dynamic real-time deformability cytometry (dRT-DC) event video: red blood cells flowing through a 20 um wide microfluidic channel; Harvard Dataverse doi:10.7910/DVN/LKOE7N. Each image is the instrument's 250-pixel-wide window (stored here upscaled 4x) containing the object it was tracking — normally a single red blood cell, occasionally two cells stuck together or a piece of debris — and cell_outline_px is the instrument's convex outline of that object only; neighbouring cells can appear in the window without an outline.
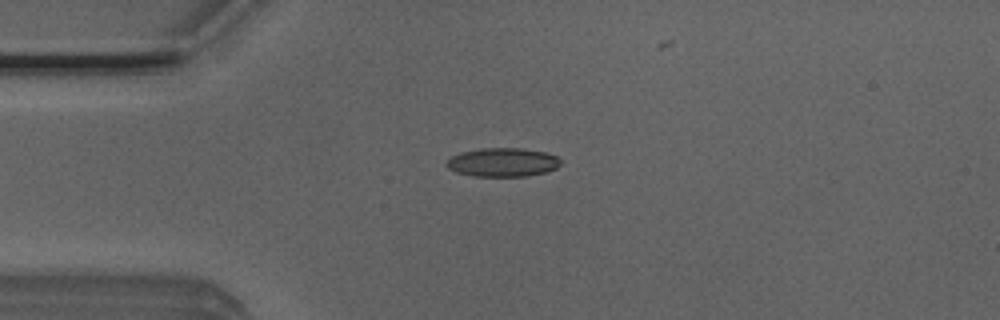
{"species": "Egyptian fruit bat (a non-hibernating species)", "species_latin": "Rousettus aegyptiacus", "temperature_condition": "room temperature", "stored_images_in_passage": 35, "camera_frame_rate_fps": 3000, "um_per_image_px": 0.085, "animal": {"sex": "male"}, "frame": {"image": 1, "passage_image": 3, "time_ms": 0.667, "image_size_px": [1000, 320], "cell_outline_px": [[560, 164], [556, 168], [544, 172], [524, 176], [472, 176], [456, 172], [448, 168], [444, 164], [452, 156], [464, 152], [484, 148], [520, 148], [544, 152], [556, 156], [560, 160]], "centroid_in_image_um": [42.71, 13.8], "position_along_channel_um": 42.3, "area_um2": 18.84}}
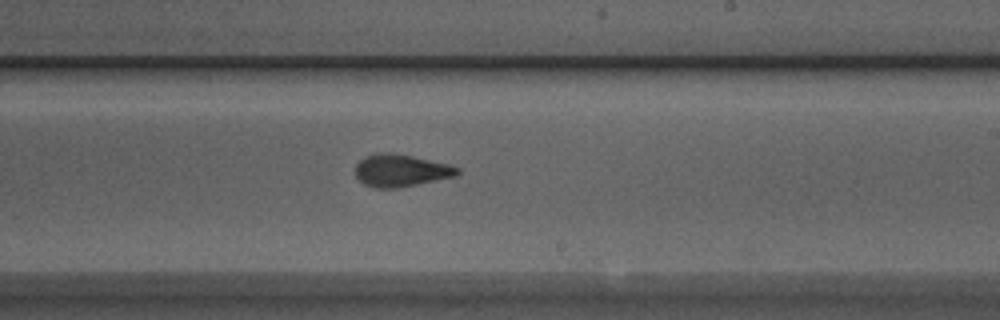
{"frame": {"image": 2, "passage_image": 21, "time_ms": 6.667, "image_size_px": [1000, 320], "cell_outline_px": [[460, 172], [456, 176], [396, 188], [376, 188], [364, 184], [356, 176], [356, 164], [360, 160], [376, 152], [392, 152], [412, 156], [448, 164], [460, 168]], "centroid_in_image_um": [34.07, 14.48], "position_along_channel_um": 254.9, "area_um2": 19.07}}
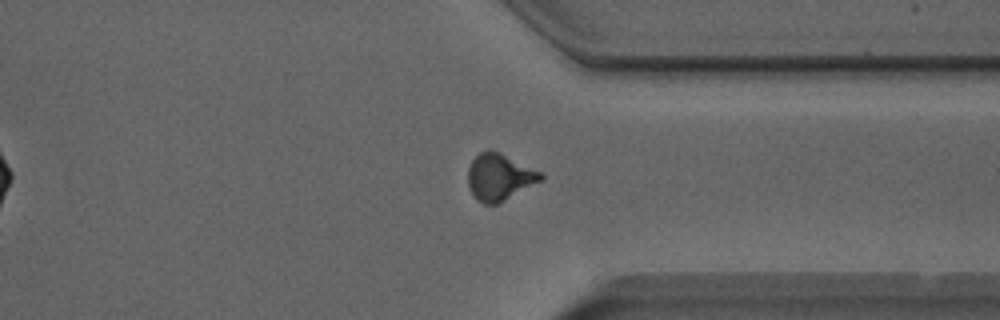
{"frame": {"image": 3, "passage_image": 30, "time_ms": 9.667, "image_size_px": [1000, 320], "cell_outline_px": [[544, 176], [540, 180], [504, 200], [496, 204], [484, 204], [476, 200], [472, 196], [468, 188], [468, 168], [472, 160], [480, 152], [488, 148], [540, 172]], "centroid_in_image_um": [42.36, 15.06], "position_along_channel_um": 369.0, "area_um2": 19.31}, "authors_computed_cell_mechanics": {"area_um2": 19.074, "velocity_mm_per_s": 3.872, "shape_relaxation_time_tau1_ms": 4.2186, "shape_relaxation_time_tau2_ms": 1.6544, "deformation_change_tau1": 0.1837, "deformation_change_tau2": 0.0921}}